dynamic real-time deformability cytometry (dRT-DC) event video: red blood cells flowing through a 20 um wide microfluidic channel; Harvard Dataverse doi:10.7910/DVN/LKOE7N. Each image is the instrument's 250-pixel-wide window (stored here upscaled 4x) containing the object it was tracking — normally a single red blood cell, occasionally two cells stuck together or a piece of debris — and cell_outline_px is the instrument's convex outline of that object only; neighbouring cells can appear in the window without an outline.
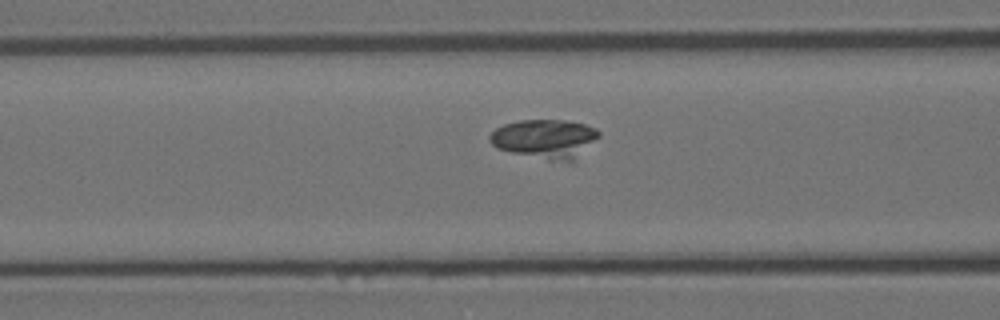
{"species": "Egyptian fruit bat (a non-hibernating species)", "species_latin": "Rousettus aegyptiacus", "temperature_condition": "room temperature", "stored_images_in_passage": 60, "camera_frame_rate_fps": 3000, "um_per_image_px": 0.085, "animal": {"sex": "female"}, "frame": {"image": 1, "passage_image": 25, "time_ms": 8.0, "image_size_px": [1000, 320], "cell_outline_px": [[600, 136], [572, 160], [548, 160], [512, 152], [496, 148], [488, 140], [488, 136], [496, 128], [504, 124], [520, 120], [564, 120], [584, 124], [596, 128], [600, 132]], "centroid_in_image_um": [46.29, 11.77], "position_along_channel_um": 120.3, "area_um2": 24.45}}
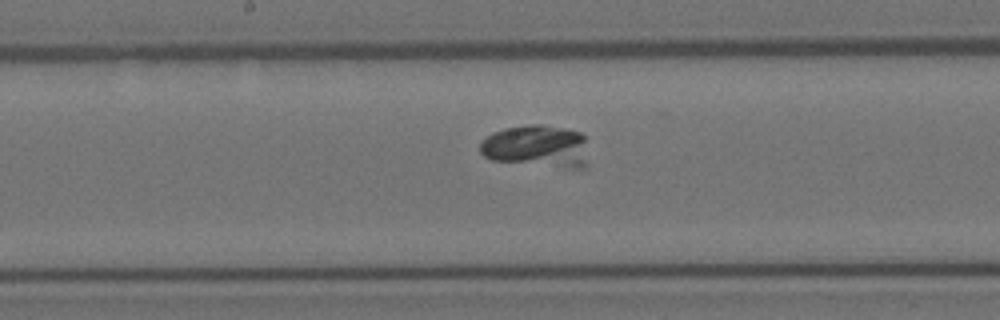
{"frame": {"image": 2, "passage_image": 32, "time_ms": 10.333, "image_size_px": [1000, 320], "cell_outline_px": [[588, 164], [584, 168], [572, 168], [492, 160], [484, 156], [480, 152], [480, 144], [492, 132], [504, 128], [532, 124], [540, 124], [564, 128], [580, 132], [584, 136]], "centroid_in_image_um": [45.64, 12.43], "position_along_channel_um": 202.6, "area_um2": 26.76}}
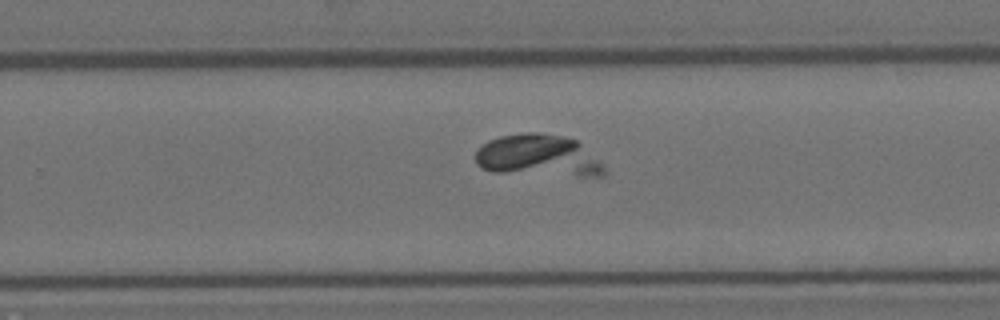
{"frame": {"image": 3, "passage_image": 39, "time_ms": 12.667, "image_size_px": [1000, 320], "cell_outline_px": [[604, 176], [576, 176], [492, 172], [480, 168], [476, 164], [476, 152], [488, 140], [500, 136], [524, 132], [540, 132], [564, 136], [576, 140], [604, 168]], "centroid_in_image_um": [45.68, 13.24], "position_along_channel_um": 284.1, "area_um2": 31.27}}